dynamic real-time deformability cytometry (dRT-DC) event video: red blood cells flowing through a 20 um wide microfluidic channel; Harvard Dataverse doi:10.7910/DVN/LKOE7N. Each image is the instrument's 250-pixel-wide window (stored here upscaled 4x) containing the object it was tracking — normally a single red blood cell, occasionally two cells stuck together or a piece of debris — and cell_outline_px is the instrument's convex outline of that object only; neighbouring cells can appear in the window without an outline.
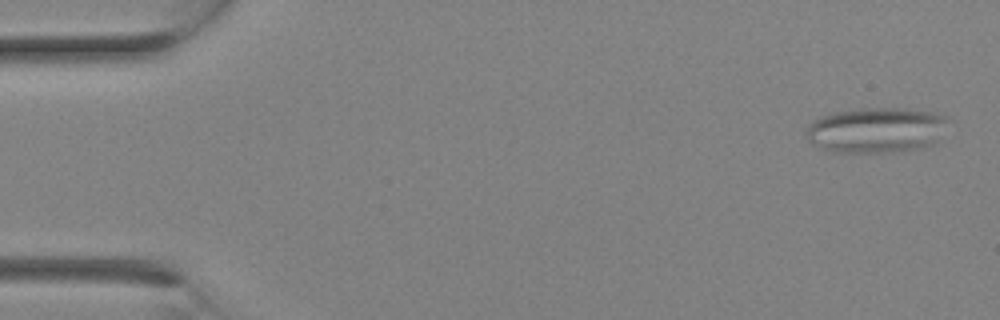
{"species": "Egyptian fruit bat (a non-hibernating species)", "species_latin": "Rousettus aegyptiacus", "temperature_condition": "room temperature", "stored_images_in_passage": 11, "camera_frame_rate_fps": 3000, "um_per_image_px": 0.085, "animal": {"sex": "female"}, "frame": {"image": 1, "passage_image": 1, "time_ms": 0.0, "image_size_px": [1000, 320], "cell_outline_px": [[944, 120], [936, 140], [932, 144], [916, 148], [884, 152], [836, 152], [812, 144], [808, 140], [808, 124], [824, 116], [836, 112], [860, 108], [900, 108], [932, 112], [944, 116]], "centroid_in_image_um": [74.41, 11.05], "position_along_channel_um": 10.6, "area_um2": 36.3}}
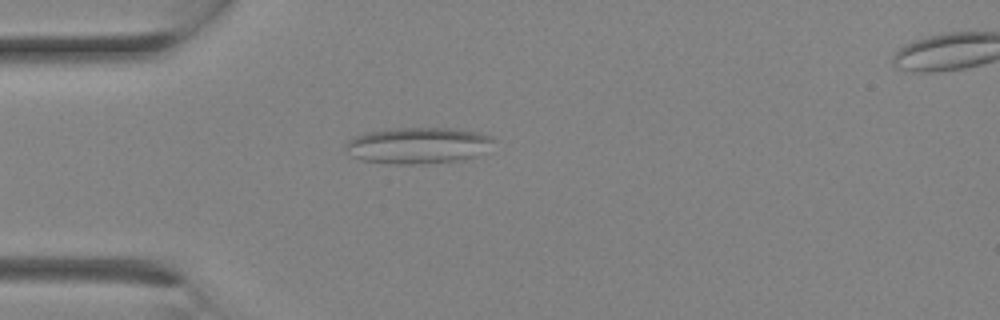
{"frame": {"image": 2, "passage_image": 7, "time_ms": 2.0, "image_size_px": [1000, 320], "cell_outline_px": [[496, 140], [476, 156], [464, 160], [424, 164], [388, 164], [360, 160], [352, 156], [344, 144], [348, 140], [364, 132], [396, 128], [448, 128], [476, 132], [492, 136]], "centroid_in_image_um": [35.5, 12.37], "position_along_channel_um": 49.5, "area_um2": 31.39}}